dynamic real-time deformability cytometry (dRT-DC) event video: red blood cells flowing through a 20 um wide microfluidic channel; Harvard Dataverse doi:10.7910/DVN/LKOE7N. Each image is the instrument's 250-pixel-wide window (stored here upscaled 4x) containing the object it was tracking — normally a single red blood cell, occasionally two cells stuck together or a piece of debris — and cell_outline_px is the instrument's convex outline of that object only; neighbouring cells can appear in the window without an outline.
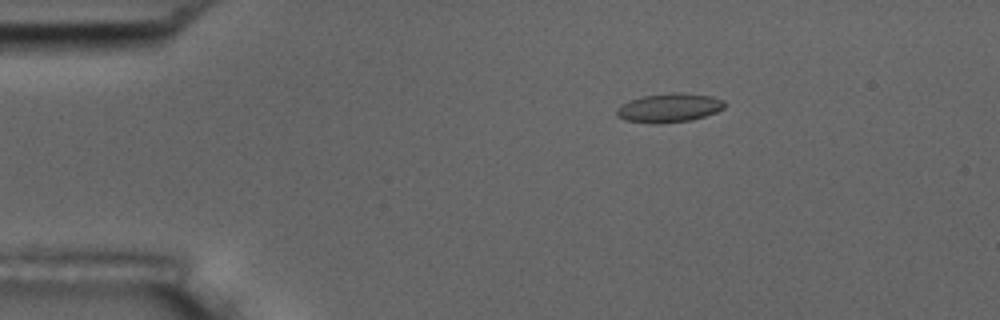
{"species": "common noctule bat (a hibernating species)", "species_latin": "Nyctalus noctula", "temperature_condition": "room temperature", "stored_images_in_passage": 5, "camera_frame_rate_fps": 3000, "um_per_image_px": 0.085, "animal": {"sex": "male", "body_mass_g": 17.5, "forearm_length_mm": 52.3}, "frame": {"image": 1, "passage_image": 3, "time_ms": 2.333, "image_size_px": [1000, 320], "cell_outline_px": [[724, 108], [716, 112], [692, 120], [624, 120], [616, 116], [616, 108], [620, 104], [644, 96], [672, 92], [680, 92], [712, 96], [724, 100]], "centroid_in_image_um": [56.92, 9.1], "position_along_channel_um": 28.1, "area_um2": 17.28}}
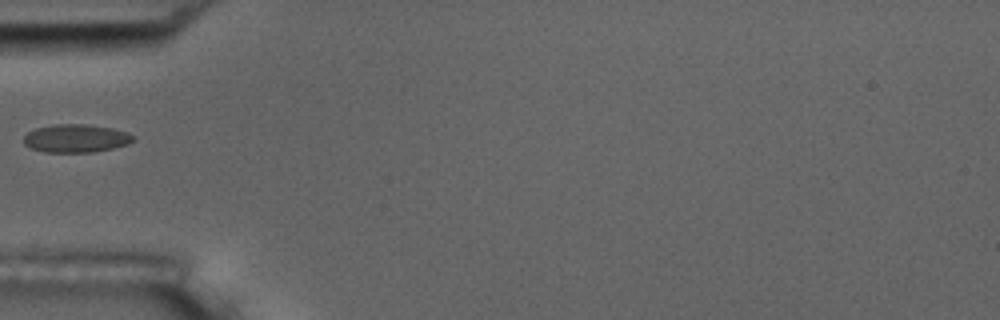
{"frame": {"image": 2, "passage_image": 5, "time_ms": 5.333, "image_size_px": [1000, 320], "cell_outline_px": [[136, 140], [128, 144], [112, 148], [92, 152], [44, 152], [32, 148], [24, 144], [24, 136], [28, 132], [36, 128], [52, 124], [84, 124], [112, 128], [136, 136]], "centroid_in_image_um": [6.46, 11.76], "position_along_channel_um": 78.5, "area_um2": 17.92}}